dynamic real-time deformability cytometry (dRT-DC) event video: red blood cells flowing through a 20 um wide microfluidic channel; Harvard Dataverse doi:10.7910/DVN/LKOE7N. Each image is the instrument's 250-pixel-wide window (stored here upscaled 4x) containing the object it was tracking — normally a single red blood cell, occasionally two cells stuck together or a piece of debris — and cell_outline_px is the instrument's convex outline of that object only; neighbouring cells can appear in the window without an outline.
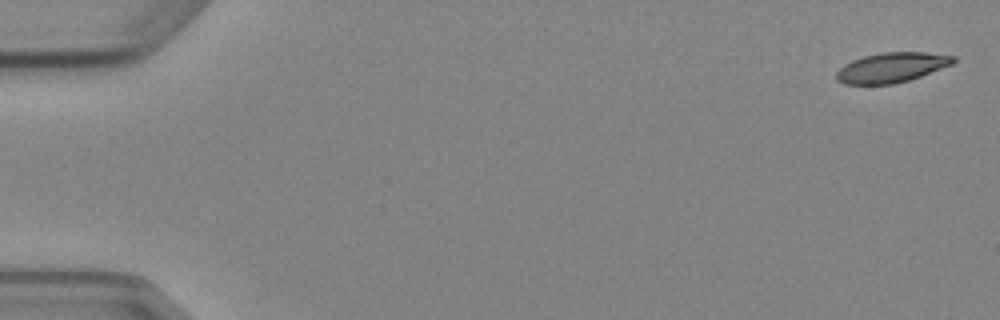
{"species": "Egyptian fruit bat (a non-hibernating species)", "species_latin": "Rousettus aegyptiacus", "temperature_condition": "cold", "stored_images_in_passage": 5, "camera_frame_rate_fps": 3000, "um_per_image_px": 0.085, "animal": {"sex": "female"}, "frame": {"image": 1, "passage_image": 1, "time_ms": 0.0, "image_size_px": [1000, 320], "cell_outline_px": [[956, 60], [952, 64], [920, 76], [908, 80], [892, 84], [844, 84], [836, 80], [836, 72], [844, 64], [852, 60], [864, 56], [880, 52], [928, 52], [956, 56]], "centroid_in_image_um": [75.77, 5.73], "position_along_channel_um": 9.2, "area_um2": 20.35}}
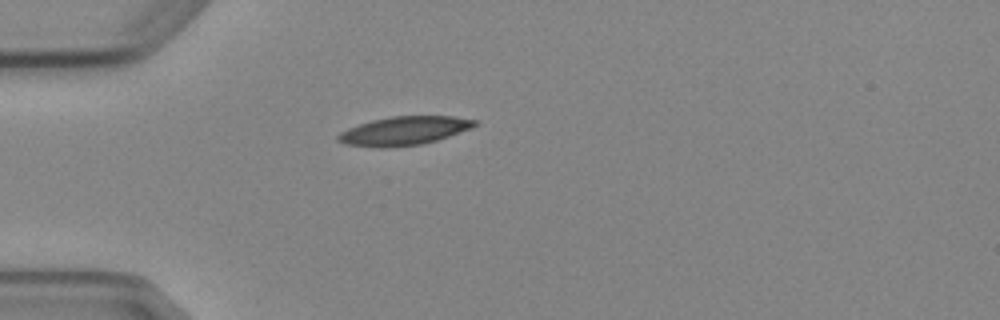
{"frame": {"image": 2, "passage_image": 5, "time_ms": 4.667, "image_size_px": [1000, 320], "cell_outline_px": [[476, 124], [472, 128], [436, 140], [420, 144], [388, 148], [376, 148], [344, 144], [336, 140], [336, 136], [340, 132], [348, 128], [372, 120], [392, 116], [452, 116], [476, 120]], "centroid_in_image_um": [34.29, 11.13], "position_along_channel_um": 50.7, "area_um2": 22.77}}